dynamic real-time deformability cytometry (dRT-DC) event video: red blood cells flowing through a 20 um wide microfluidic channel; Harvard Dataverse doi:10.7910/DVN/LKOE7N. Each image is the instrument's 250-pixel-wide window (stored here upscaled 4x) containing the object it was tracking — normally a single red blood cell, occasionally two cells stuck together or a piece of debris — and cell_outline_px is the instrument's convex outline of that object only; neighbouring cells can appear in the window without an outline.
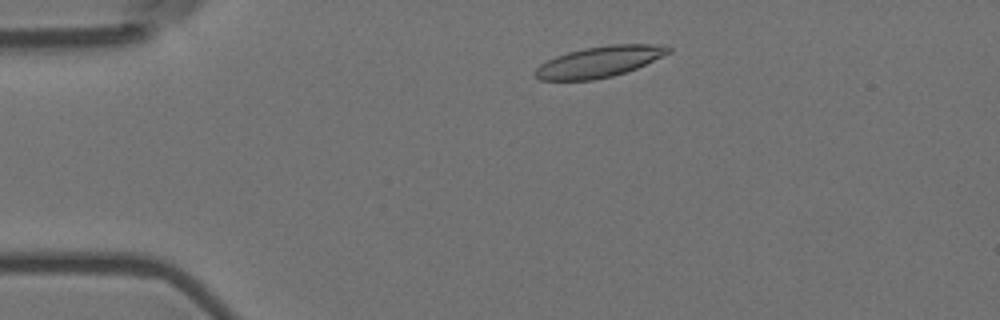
{"species": "Egyptian fruit bat (a non-hibernating species)", "species_latin": "Rousettus aegyptiacus", "temperature_condition": "room temperature", "stored_images_in_passage": 3, "camera_frame_rate_fps": 3000, "um_per_image_px": 0.085, "animal": {"sex": "female"}, "frame": {"image": 1, "passage_image": 1, "time_ms": 0.0, "image_size_px": [1000, 320], "cell_outline_px": [[672, 52], [636, 68], [612, 76], [592, 80], [540, 80], [536, 76], [536, 68], [540, 64], [556, 56], [568, 52], [584, 48], [608, 44], [668, 44], [672, 48]], "centroid_in_image_um": [51.0, 5.23], "position_along_channel_um": 34.0, "area_um2": 23.99}}
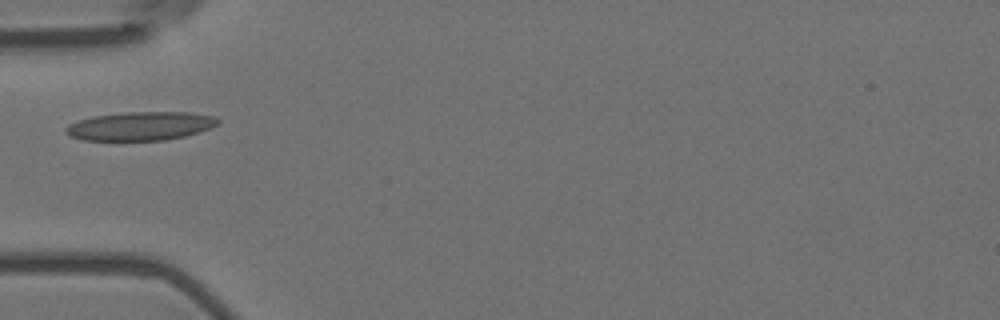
{"frame": {"image": 2, "passage_image": 3, "time_ms": 0.667, "image_size_px": [1000, 320], "cell_outline_px": [[220, 124], [212, 128], [200, 132], [184, 136], [164, 140], [80, 140], [64, 132], [64, 128], [68, 124], [92, 116], [128, 112], [192, 112], [212, 116], [220, 120]], "centroid_in_image_um": [11.96, 10.71], "position_along_channel_um": 73.0, "area_um2": 25.49}}